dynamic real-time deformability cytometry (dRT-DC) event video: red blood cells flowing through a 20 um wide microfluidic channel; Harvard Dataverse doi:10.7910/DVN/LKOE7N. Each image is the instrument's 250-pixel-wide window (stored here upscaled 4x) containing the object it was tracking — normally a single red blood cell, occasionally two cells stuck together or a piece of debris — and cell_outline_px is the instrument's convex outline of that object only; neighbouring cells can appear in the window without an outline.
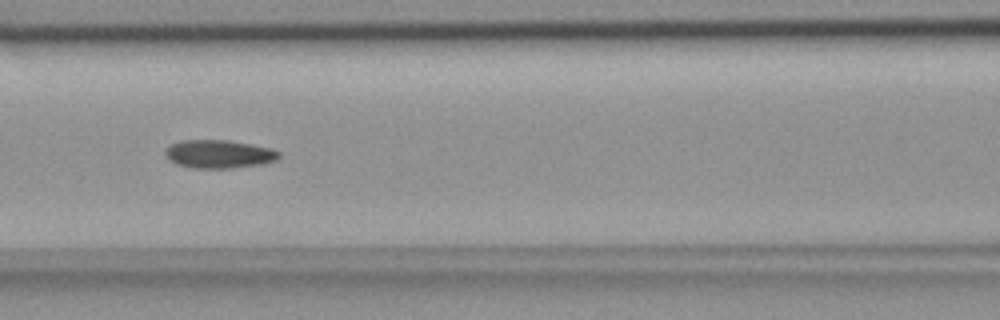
{"species": "common noctule bat (a hibernating species)", "species_latin": "Nyctalus noctula", "temperature_condition": "room temperature", "stored_images_in_passage": 43, "camera_frame_rate_fps": 3000, "um_per_image_px": 0.085, "animal": {"sex": "female", "body_mass_g": 18.4}, "frame": {"image": 1, "passage_image": 13, "time_ms": 4.0, "image_size_px": [1000, 320], "cell_outline_px": [[280, 156], [276, 160], [260, 164], [232, 168], [192, 168], [176, 164], [164, 152], [172, 144], [180, 140], [228, 140], [252, 144], [272, 148], [280, 152]], "centroid_in_image_um": [18.65, 13.09], "position_along_channel_um": 148.0, "area_um2": 18.61}}
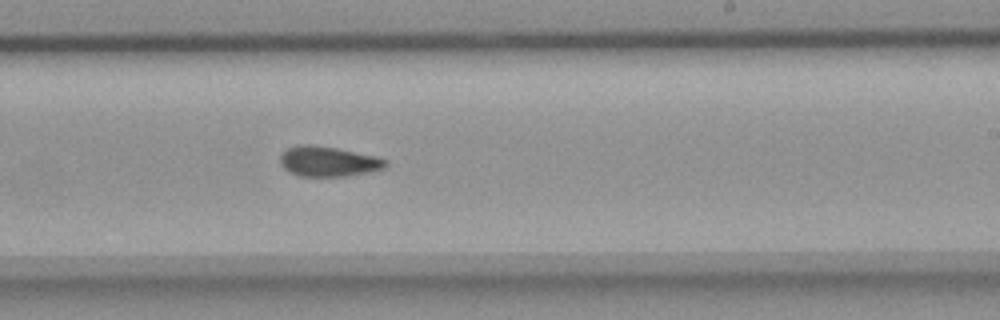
{"frame": {"image": 2, "passage_image": 22, "time_ms": 7.0, "image_size_px": [1000, 320], "cell_outline_px": [[388, 164], [384, 168], [368, 172], [344, 176], [300, 176], [288, 172], [280, 164], [280, 152], [296, 144], [312, 144], [336, 148], [376, 156], [388, 160]], "centroid_in_image_um": [27.86, 13.71], "position_along_channel_um": 261.1, "area_um2": 18.67}}
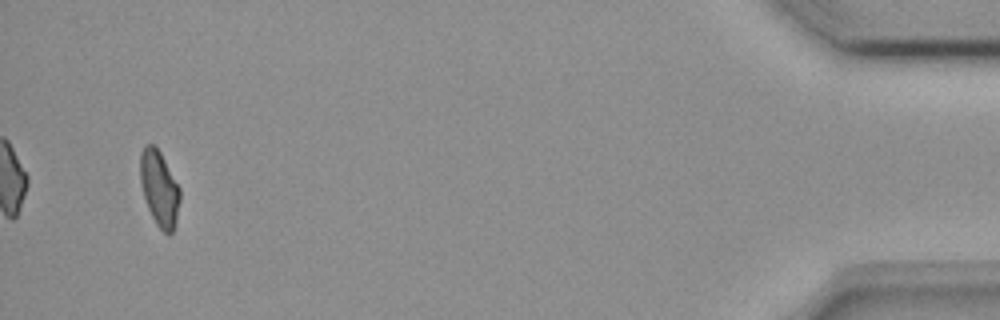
{"frame": {"image": 3, "passage_image": 41, "time_ms": 13.333, "image_size_px": [1000, 320], "cell_outline_px": [[180, 200], [176, 220], [172, 232], [168, 236], [156, 224], [148, 208], [144, 196], [140, 180], [140, 152], [144, 144], [152, 144], [160, 152], [180, 188]], "centroid_in_image_um": [13.54, 16.01], "position_along_channel_um": 421.7, "area_um2": 17.34}, "authors_computed_cell_mechanics": {"area_um2": 18.2648, "velocity_mm_per_s": 3.7825, "shape_relaxation_time_tau1_ms": null, "shape_relaxation_time_tau2_ms": 2.9441, "deformation_change_tau1": null, "deformation_change_tau2": 0.0978}}